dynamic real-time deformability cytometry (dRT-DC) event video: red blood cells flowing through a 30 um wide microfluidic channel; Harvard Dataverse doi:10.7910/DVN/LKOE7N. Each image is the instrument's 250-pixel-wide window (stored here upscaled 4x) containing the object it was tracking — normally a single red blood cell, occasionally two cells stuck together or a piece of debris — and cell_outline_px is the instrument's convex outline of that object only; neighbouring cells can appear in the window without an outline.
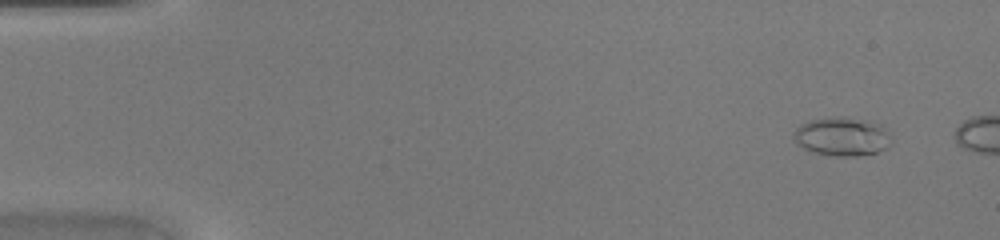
{"species": "common noctule bat (a hibernating species)", "species_latin": "Nyctalus noctula", "temperature_condition": "warm", "stored_images_in_passage": 9, "camera_frame_rate_fps": 3000, "um_per_image_px": 0.085, "animal": {"sex": "female", "body_mass_g": 20.0, "forearm_length_mm": 54.0}, "frame": {"image": 1, "passage_image": 4, "time_ms": 1.0, "image_size_px": [1000, 240], "cell_outline_px": [[892, 144], [888, 148], [876, 152], [856, 156], [836, 156], [816, 152], [804, 148], [796, 144], [792, 136], [792, 132], [800, 124], [808, 120], [840, 116], [864, 120], [880, 124], [888, 132], [892, 140]], "centroid_in_image_um": [71.57, 11.6], "position_along_channel_um": 13.4, "area_um2": 22.14}}